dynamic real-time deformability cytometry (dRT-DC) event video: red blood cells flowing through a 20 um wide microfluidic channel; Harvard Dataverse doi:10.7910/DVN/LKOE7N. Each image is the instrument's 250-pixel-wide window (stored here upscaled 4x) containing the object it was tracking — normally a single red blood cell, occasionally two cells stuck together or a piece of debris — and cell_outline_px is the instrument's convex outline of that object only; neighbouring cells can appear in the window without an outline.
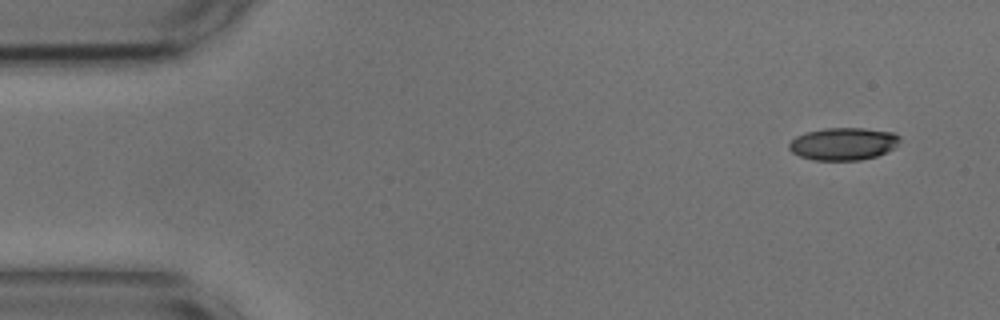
{"species": "common noctule bat (a hibernating species)", "species_latin": "Nyctalus noctula", "temperature_condition": "cold", "stored_images_in_passage": 6, "camera_frame_rate_fps": 3000, "um_per_image_px": 0.085, "animal": {"sex": "male", "body_mass_g": 17.9, "forearm_length_mm": 54.2}, "frame": {"image": 1, "passage_image": 1, "time_ms": 0.0, "image_size_px": [1000, 320], "cell_outline_px": [[900, 140], [896, 148], [876, 156], [860, 160], [812, 160], [800, 156], [792, 152], [788, 148], [788, 144], [796, 136], [808, 132], [824, 128], [864, 128], [892, 132], [900, 136]], "centroid_in_image_um": [71.7, 12.23], "position_along_channel_um": 13.3, "area_um2": 21.04}}
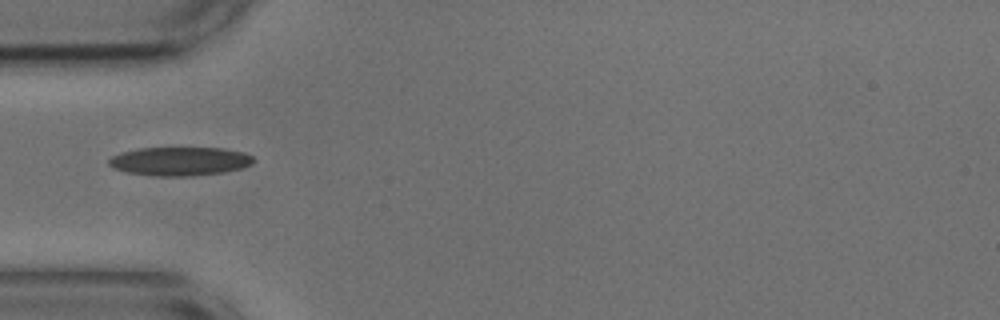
{"frame": {"image": 2, "passage_image": 4, "time_ms": 1.0, "image_size_px": [1000, 320], "cell_outline_px": [[256, 160], [252, 164], [244, 168], [224, 172], [188, 176], [152, 176], [128, 172], [112, 168], [108, 164], [108, 160], [112, 156], [120, 152], [136, 148], [224, 148], [244, 152], [252, 156]], "centroid_in_image_um": [15.29, 13.7], "position_along_channel_um": 69.7, "area_um2": 24.45}}